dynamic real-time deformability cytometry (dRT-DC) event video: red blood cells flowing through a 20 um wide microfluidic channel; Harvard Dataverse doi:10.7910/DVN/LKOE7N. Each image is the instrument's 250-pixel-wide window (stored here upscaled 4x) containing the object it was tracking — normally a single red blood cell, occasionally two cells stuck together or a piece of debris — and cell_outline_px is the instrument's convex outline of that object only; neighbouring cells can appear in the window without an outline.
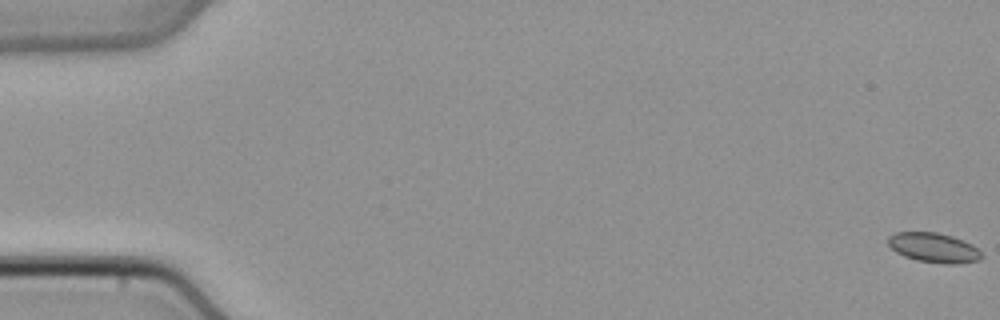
{"species": "common noctule bat (a hibernating species)", "species_latin": "Nyctalus noctula", "temperature_condition": "cold", "stored_images_in_passage": 51, "camera_frame_rate_fps": 3000, "um_per_image_px": 0.085, "animal": {"sex": "male", "body_mass_g": 21.5, "forearm_length_mm": 52.0}, "frame": {"image": 1, "passage_image": 1, "time_ms": 0.0, "image_size_px": [1000, 320], "cell_outline_px": [[984, 256], [980, 260], [952, 264], [944, 264], [916, 260], [904, 256], [896, 252], [888, 244], [888, 236], [896, 232], [936, 232], [952, 236], [972, 244]], "centroid_in_image_um": [79.36, 21.05], "position_along_channel_um": 5.6, "area_um2": 16.13}}
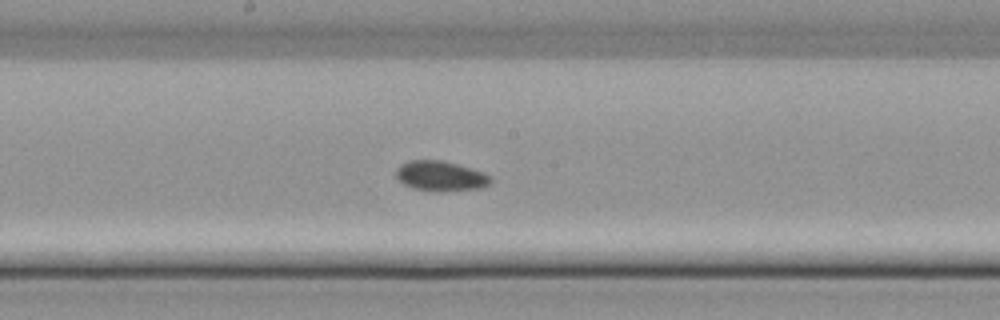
{"frame": {"image": 2, "passage_image": 28, "time_ms": 9.0, "image_size_px": [1000, 320], "cell_outline_px": [[492, 184], [484, 188], [440, 192], [436, 192], [412, 188], [404, 184], [396, 176], [396, 168], [400, 164], [408, 160], [440, 160], [456, 164], [484, 172], [492, 176]], "centroid_in_image_um": [37.49, 14.98], "position_along_channel_um": 210.7, "area_um2": 16.88}}
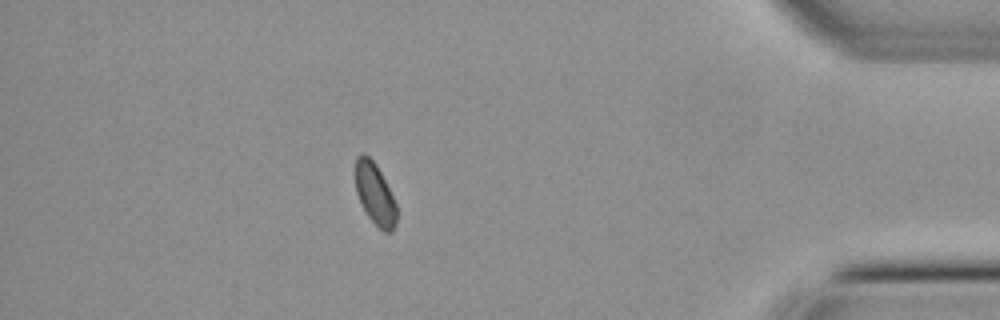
{"frame": {"image": 3, "passage_image": 45, "time_ms": 14.667, "image_size_px": [1000, 320], "cell_outline_px": [[396, 224], [392, 232], [384, 232], [368, 216], [356, 192], [356, 156], [364, 152], [376, 164], [396, 204]], "centroid_in_image_um": [31.87, 16.48], "position_along_channel_um": 403.3, "area_um2": 14.39}}